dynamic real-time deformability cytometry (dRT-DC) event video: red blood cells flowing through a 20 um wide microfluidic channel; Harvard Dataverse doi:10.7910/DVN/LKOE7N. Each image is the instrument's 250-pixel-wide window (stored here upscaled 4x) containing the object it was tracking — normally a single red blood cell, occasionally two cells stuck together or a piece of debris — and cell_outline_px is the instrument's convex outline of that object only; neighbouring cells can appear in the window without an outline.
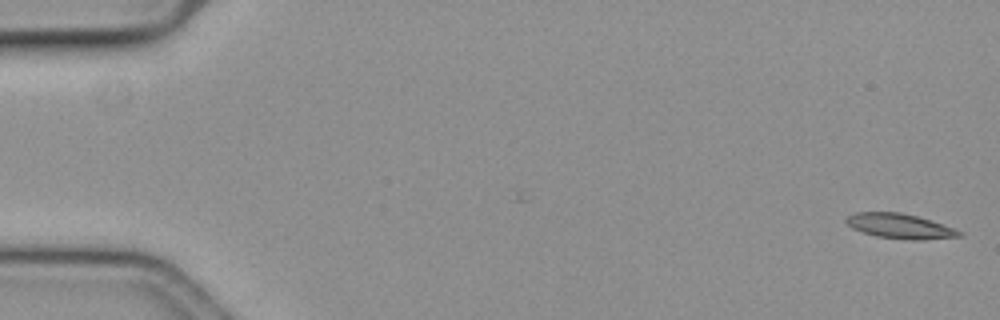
{"species": "common noctule bat (a hibernating species)", "species_latin": "Nyctalus noctula", "temperature_condition": "cold", "stored_images_in_passage": 54, "camera_frame_rate_fps": 3000, "um_per_image_px": 0.085, "animal": {"sex": "female", "body_mass_g": 19.3, "forearm_length_mm": 54.1}, "frame": {"image": 1, "passage_image": 1, "time_ms": 0.0, "image_size_px": [1000, 320], "cell_outline_px": [[964, 236], [924, 240], [908, 240], [876, 236], [852, 228], [844, 220], [848, 216], [856, 212], [900, 212], [916, 216], [944, 224], [964, 232]], "centroid_in_image_um": [76.54, 19.23], "position_along_channel_um": 8.5, "area_um2": 16.47}}
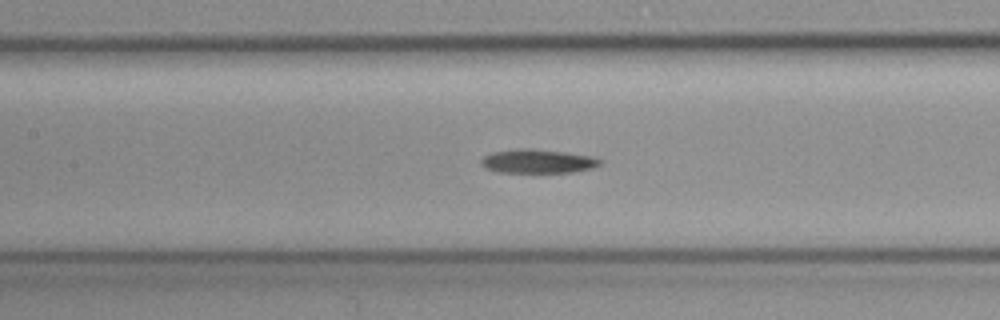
{"frame": {"image": 2, "passage_image": 27, "time_ms": 8.667, "image_size_px": [1000, 320], "cell_outline_px": [[604, 160], [596, 168], [572, 172], [496, 172], [484, 168], [480, 164], [480, 160], [484, 156], [492, 152], [520, 148], [532, 148], [596, 156]], "centroid_in_image_um": [45.74, 13.7], "position_along_channel_um": 161.7, "area_um2": 16.88}}
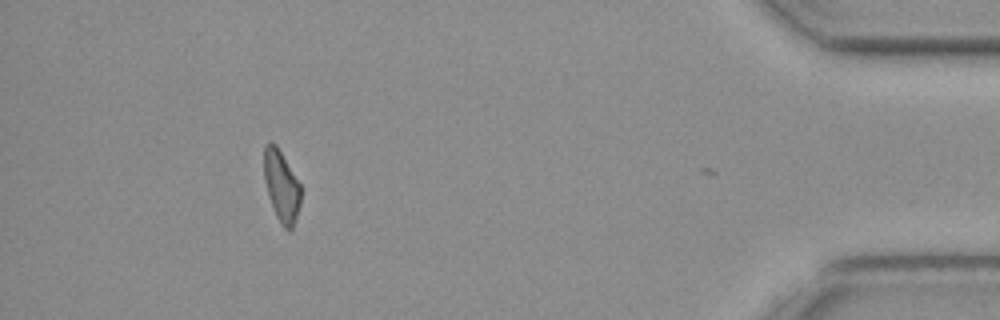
{"frame": {"image": 3, "passage_image": 53, "time_ms": 17.333, "image_size_px": [1000, 320], "cell_outline_px": [[300, 204], [292, 228], [288, 232], [280, 224], [276, 216], [264, 180], [264, 148], [268, 144], [276, 144], [300, 184]], "centroid_in_image_um": [23.92, 15.85], "position_along_channel_um": 411.3, "area_um2": 14.85}}